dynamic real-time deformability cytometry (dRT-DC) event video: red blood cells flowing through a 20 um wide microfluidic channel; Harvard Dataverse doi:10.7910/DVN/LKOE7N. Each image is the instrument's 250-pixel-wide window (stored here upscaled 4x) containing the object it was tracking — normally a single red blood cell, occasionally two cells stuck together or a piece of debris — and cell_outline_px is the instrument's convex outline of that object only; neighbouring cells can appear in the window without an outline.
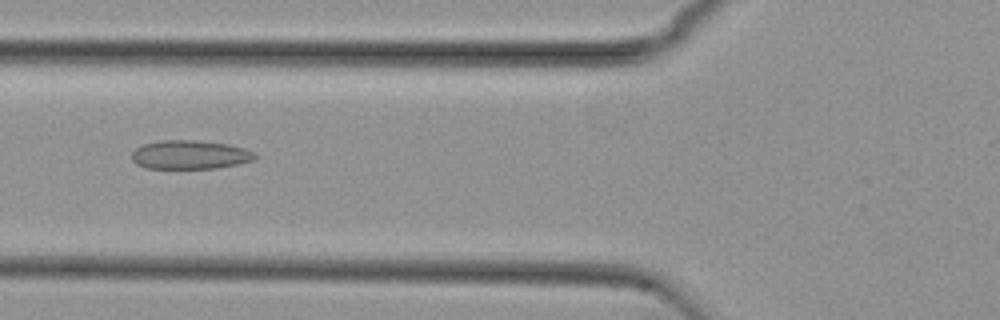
{"species": "common noctule bat (a hibernating species)", "species_latin": "Nyctalus noctula", "temperature_condition": "cold", "stored_images_in_passage": 55, "camera_frame_rate_fps": 3000, "um_per_image_px": 0.085, "animal": {"sex": "female", "body_mass_g": 29.2, "forearm_length_mm": 56.3}, "frame": {"image": 1, "passage_image": 21, "time_ms": 6.667, "image_size_px": [1000, 320], "cell_outline_px": [[256, 156], [252, 160], [236, 164], [216, 168], [144, 168], [136, 164], [132, 160], [132, 152], [136, 148], [144, 144], [160, 140], [196, 140], [228, 144], [244, 148], [256, 152]], "centroid_in_image_um": [16.12, 13.14], "position_along_channel_um": 109.7, "area_um2": 20.63}}
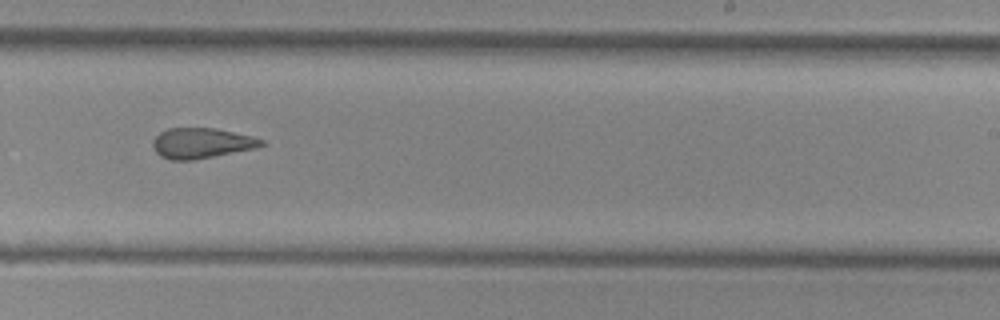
{"frame": {"image": 2, "passage_image": 34, "time_ms": 11.0, "image_size_px": [1000, 320], "cell_outline_px": [[268, 144], [256, 148], [192, 160], [168, 160], [160, 156], [156, 152], [152, 144], [152, 140], [160, 132], [168, 128], [216, 128], [252, 136], [264, 140]], "centroid_in_image_um": [17.13, 12.16], "position_along_channel_um": 271.9, "area_um2": 19.31}}
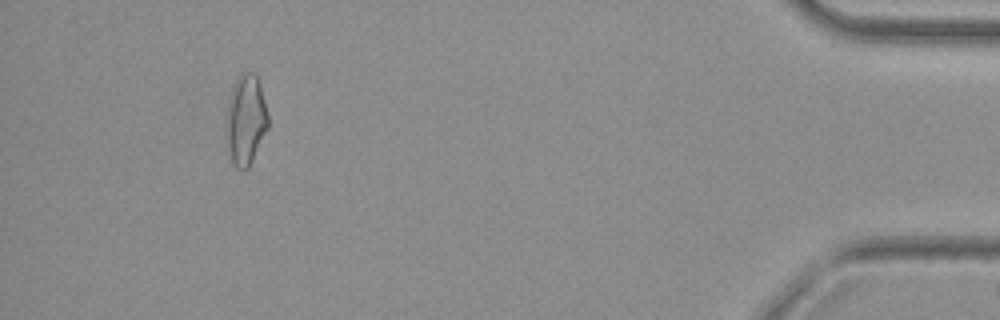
{"frame": {"image": 3, "passage_image": 51, "time_ms": 16.667, "image_size_px": [1000, 320], "cell_outline_px": [[268, 128], [248, 168], [244, 172], [240, 172], [232, 164], [228, 156], [224, 128], [228, 104], [232, 84], [240, 72], [256, 72], [260, 84], [268, 112]], "centroid_in_image_um": [20.85, 10.21], "position_along_channel_um": 414.3, "area_um2": 22.89}, "authors_computed_cell_mechanics": {"area_um2": 20.9814, "velocity_mm_per_s": 3.7433, "shape_relaxation_time_tau1_ms": null, "shape_relaxation_time_tau2_ms": 4.1082, "deformation_change_tau1": null, "deformation_change_tau2": 0.1402}}